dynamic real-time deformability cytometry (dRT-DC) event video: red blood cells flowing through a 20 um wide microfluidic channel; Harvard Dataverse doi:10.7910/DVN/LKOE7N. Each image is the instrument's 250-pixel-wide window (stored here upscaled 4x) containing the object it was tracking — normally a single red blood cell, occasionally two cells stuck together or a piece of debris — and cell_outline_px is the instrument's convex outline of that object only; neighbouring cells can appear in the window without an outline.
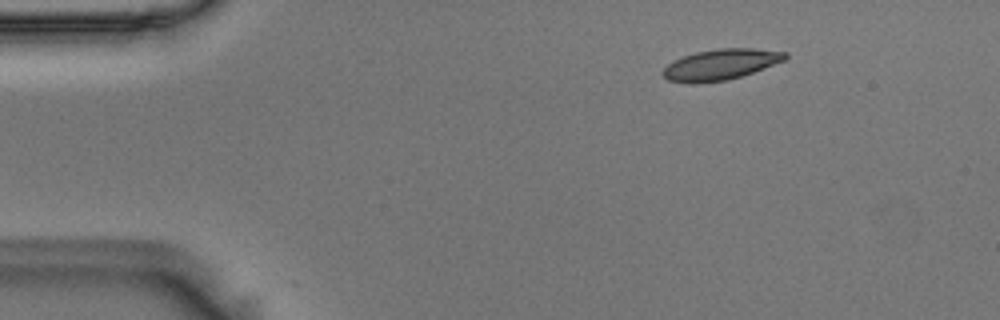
{"species": "Egyptian fruit bat (a non-hibernating species)", "species_latin": "Rousettus aegyptiacus", "temperature_condition": "room temperature", "stored_images_in_passage": 50, "camera_frame_rate_fps": 3000, "um_per_image_px": 0.085, "animal": {"sex": "male"}, "frame": {"image": 1, "passage_image": 2, "time_ms": 0.333, "image_size_px": [1000, 320], "cell_outline_px": [[788, 56], [784, 60], [764, 68], [728, 80], [692, 84], [688, 84], [668, 80], [660, 72], [672, 60], [696, 52], [716, 48], [752, 48], [788, 52]], "centroid_in_image_um": [61.21, 5.48], "position_along_channel_um": 23.8, "area_um2": 22.02}}
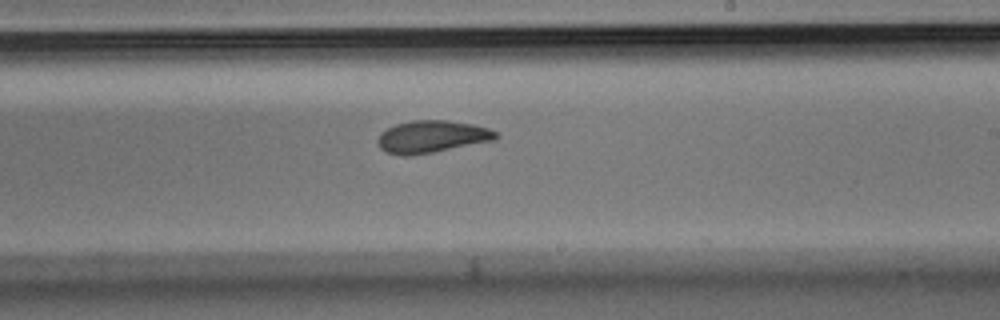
{"frame": {"image": 2, "passage_image": 27, "time_ms": 8.667, "image_size_px": [1000, 320], "cell_outline_px": [[500, 136], [496, 140], [432, 152], [408, 156], [400, 156], [384, 152], [380, 148], [376, 140], [380, 132], [396, 124], [412, 120], [448, 120], [472, 124], [488, 128], [496, 132]], "centroid_in_image_um": [36.68, 11.62], "position_along_channel_um": 252.3, "area_um2": 22.37}}
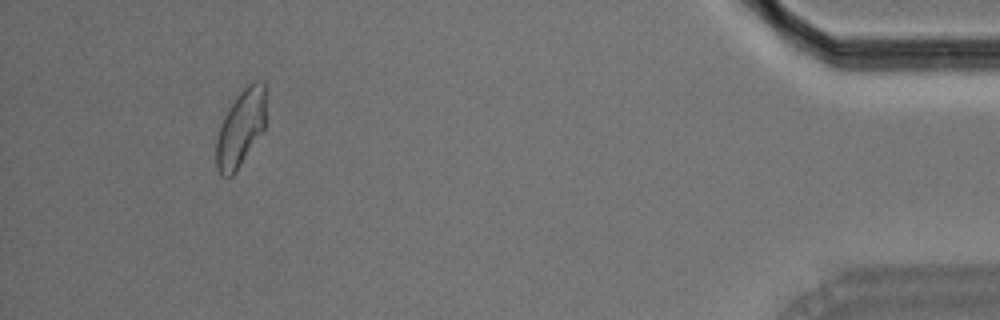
{"frame": {"image": 3, "passage_image": 46, "time_ms": 15.0, "image_size_px": [1000, 320], "cell_outline_px": [[264, 128], [236, 172], [228, 180], [220, 176], [216, 168], [216, 140], [224, 116], [228, 108], [236, 96], [248, 84], [256, 80], [264, 80]], "centroid_in_image_um": [20.42, 10.94], "position_along_channel_um": 414.8, "area_um2": 22.08}, "authors_computed_cell_mechanics": {"area_um2": 22.0507, "velocity_mm_per_s": 3.5942, "shape_relaxation_time_tau1_ms": 4.8782, "shape_relaxation_time_tau2_ms": 3.3038, "deformation_change_tau1": 0.1344, "deformation_change_tau2": 0.076}}